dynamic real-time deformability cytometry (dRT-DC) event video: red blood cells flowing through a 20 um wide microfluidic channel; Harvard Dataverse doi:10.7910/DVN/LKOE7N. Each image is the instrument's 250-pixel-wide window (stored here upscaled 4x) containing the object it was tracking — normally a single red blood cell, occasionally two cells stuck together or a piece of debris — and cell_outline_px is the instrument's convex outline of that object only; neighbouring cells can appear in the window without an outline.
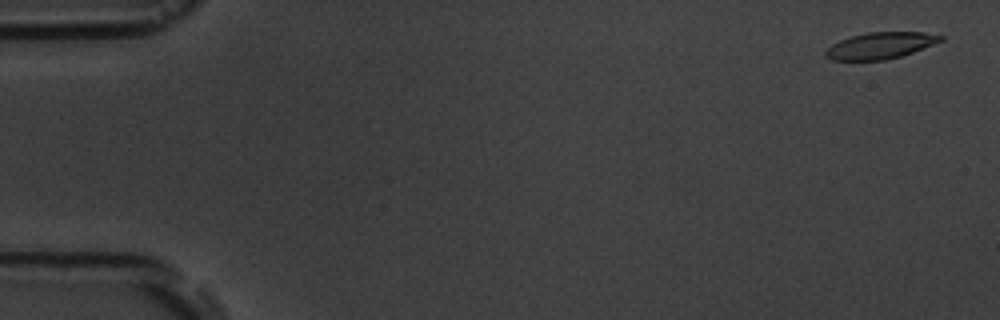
{"species": "common noctule bat (a hibernating species)", "species_latin": "Nyctalus noctula", "temperature_condition": "room temperature", "stored_images_in_passage": 5, "camera_frame_rate_fps": 3000, "um_per_image_px": 0.085, "animal": {"sex": "male", "body_mass_g": 19.5, "forearm_length_mm": 54.6}, "frame": {"image": 1, "passage_image": 1, "time_ms": 0.0, "image_size_px": [1000, 320], "cell_outline_px": [[944, 40], [912, 52], [900, 56], [884, 60], [832, 60], [824, 56], [824, 52], [832, 44], [848, 36], [868, 32], [924, 32], [944, 36]], "centroid_in_image_um": [74.8, 3.86], "position_along_channel_um": 10.2, "area_um2": 17.74}}
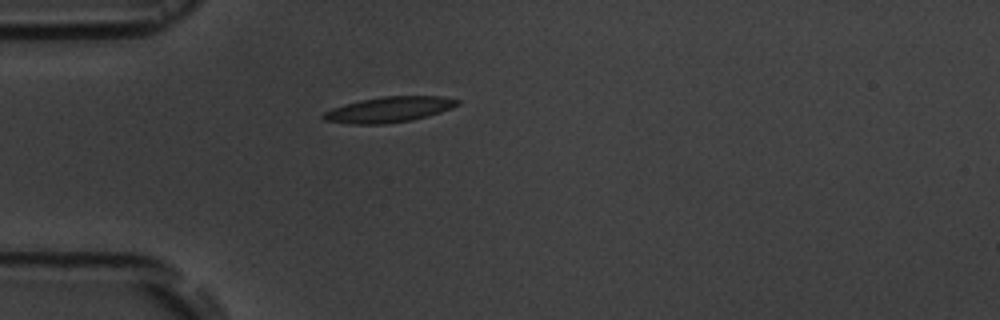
{"frame": {"image": 2, "passage_image": 5, "time_ms": 4.667, "image_size_px": [1000, 320], "cell_outline_px": [[460, 104], [452, 108], [440, 112], [412, 120], [384, 124], [348, 124], [324, 120], [320, 116], [324, 112], [332, 108], [344, 104], [360, 100], [384, 96], [440, 96], [460, 100]], "centroid_in_image_um": [33.04, 9.31], "position_along_channel_um": 52.0, "area_um2": 20.0}}